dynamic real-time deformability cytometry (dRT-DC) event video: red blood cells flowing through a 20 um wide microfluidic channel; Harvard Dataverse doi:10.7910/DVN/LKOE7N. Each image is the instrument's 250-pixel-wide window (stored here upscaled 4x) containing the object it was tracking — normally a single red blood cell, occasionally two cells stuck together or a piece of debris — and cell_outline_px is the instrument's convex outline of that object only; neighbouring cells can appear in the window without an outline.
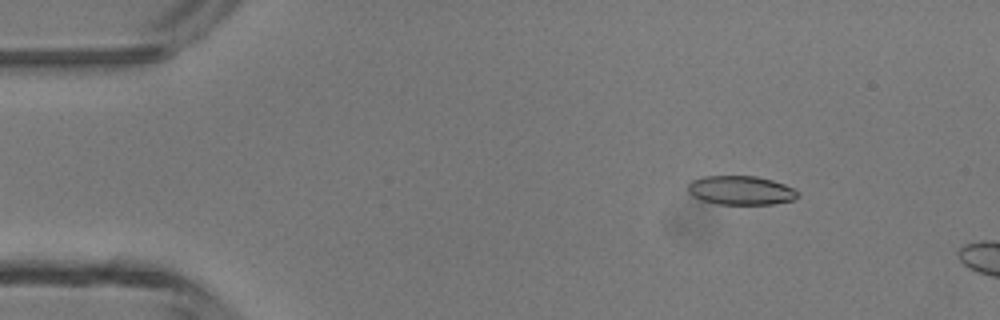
{"species": "common noctule bat (a hibernating species)", "species_latin": "Nyctalus noctula", "temperature_condition": "room temperature", "stored_images_in_passage": 3, "camera_frame_rate_fps": 3000, "um_per_image_px": 0.085, "animal": {"sex": "male", "body_mass_g": 13.3}, "frame": {"image": 1, "passage_image": 1, "time_ms": 0.0, "image_size_px": [1000, 320], "cell_outline_px": [[800, 196], [792, 200], [772, 204], [720, 204], [704, 200], [692, 196], [688, 192], [688, 184], [692, 180], [704, 176], [756, 176], [772, 180], [784, 184], [800, 192]], "centroid_in_image_um": [62.98, 16.17], "position_along_channel_um": 22.0, "area_um2": 18.5}}
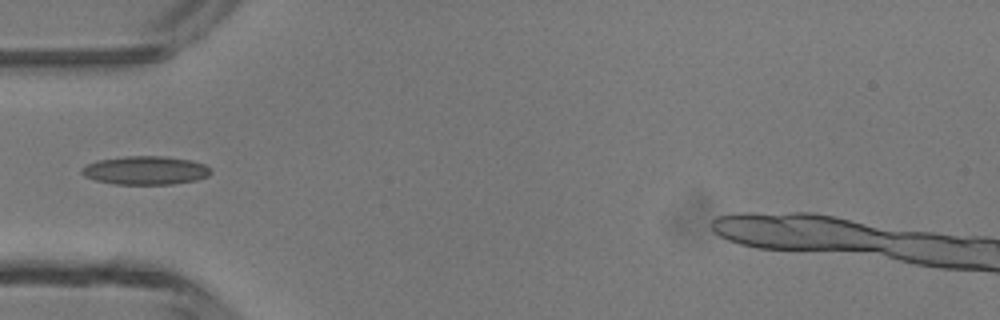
{"frame": {"image": 2, "passage_image": 3, "time_ms": 3.0, "image_size_px": [1000, 320], "cell_outline_px": [[212, 172], [208, 176], [196, 180], [172, 184], [116, 184], [96, 180], [84, 176], [80, 172], [80, 168], [96, 160], [124, 156], [164, 156], [192, 160], [204, 164]], "centroid_in_image_um": [12.35, 14.47], "position_along_channel_um": 72.7, "area_um2": 21.5}}